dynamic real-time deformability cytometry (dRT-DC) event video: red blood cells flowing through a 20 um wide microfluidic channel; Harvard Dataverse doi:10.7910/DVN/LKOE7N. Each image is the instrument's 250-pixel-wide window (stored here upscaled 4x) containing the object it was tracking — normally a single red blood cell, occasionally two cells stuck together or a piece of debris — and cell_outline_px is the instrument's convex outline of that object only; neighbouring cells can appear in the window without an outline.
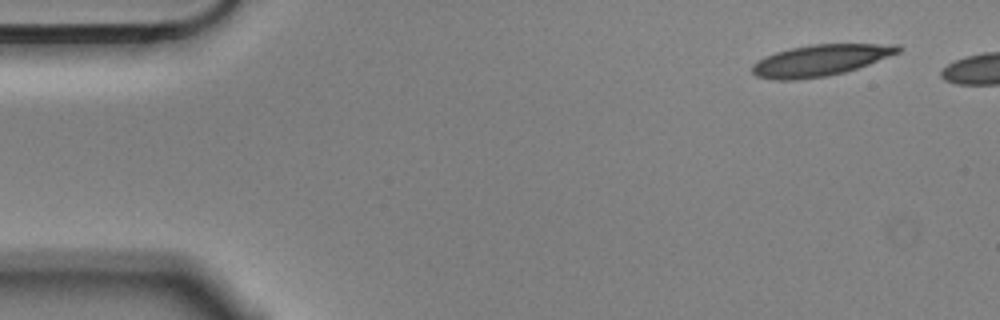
{"species": "Egyptian fruit bat (a non-hibernating species)", "species_latin": "Rousettus aegyptiacus", "temperature_condition": "cold", "stored_images_in_passage": 2, "camera_frame_rate_fps": 3000, "um_per_image_px": 0.085, "animal": {"sex": "male"}, "frame": {"image": 1, "passage_image": 1, "time_ms": 0.0, "image_size_px": [1000, 320], "cell_outline_px": [[904, 48], [900, 52], [868, 64], [844, 72], [828, 76], [796, 80], [776, 80], [756, 76], [752, 72], [752, 64], [764, 56], [776, 52], [792, 48], [812, 44], [900, 44]], "centroid_in_image_um": [69.73, 5.12], "position_along_channel_um": 15.3, "area_um2": 26.59}}